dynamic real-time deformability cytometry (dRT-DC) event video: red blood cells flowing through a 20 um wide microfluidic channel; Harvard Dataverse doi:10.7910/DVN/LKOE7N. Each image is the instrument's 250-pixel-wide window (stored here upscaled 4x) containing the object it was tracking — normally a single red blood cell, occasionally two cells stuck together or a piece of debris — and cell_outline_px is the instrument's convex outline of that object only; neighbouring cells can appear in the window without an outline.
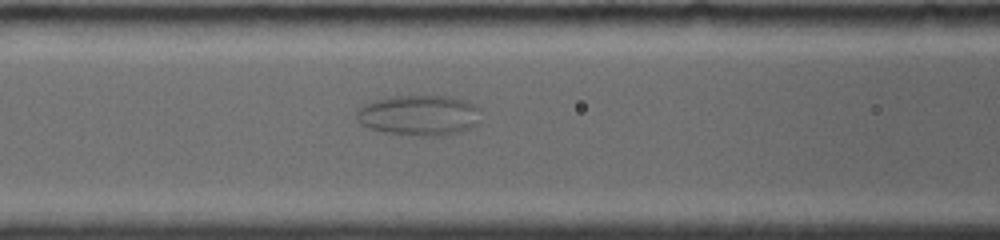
{"species": "common noctule bat (a hibernating species)", "species_latin": "Nyctalus noctula", "temperature_condition": "room temperature", "stored_images_in_passage": 40, "camera_frame_rate_fps": 4000, "um_per_image_px": 0.085, "animal": {"sex": "female", "body_mass_g": 19.0, "forearm_length_mm": 56.7}, "frame": {"image": 1, "passage_image": 15, "time_ms": 6.75, "image_size_px": [1000, 240], "cell_outline_px": [[480, 124], [460, 132], [444, 136], [420, 136], [388, 132], [368, 128], [360, 124], [356, 120], [356, 108], [372, 100], [396, 96], [444, 96], [464, 100], [480, 108]], "centroid_in_image_um": [35.62, 9.81], "position_along_channel_um": 131.0, "area_um2": 29.65}}
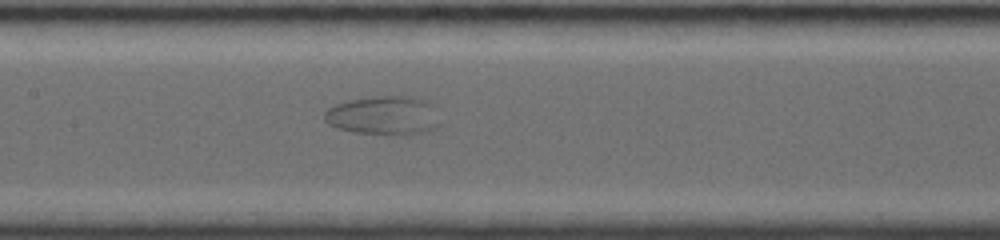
{"frame": {"image": 2, "passage_image": 19, "time_ms": 8.0, "image_size_px": [1000, 240], "cell_outline_px": [[440, 124], [436, 128], [424, 132], [408, 136], [356, 132], [340, 128], [328, 124], [324, 120], [324, 112], [328, 108], [336, 104], [348, 100], [376, 96], [412, 96], [428, 100], [432, 104]], "centroid_in_image_um": [32.64, 9.82], "position_along_channel_um": 174.8, "area_um2": 26.41}}
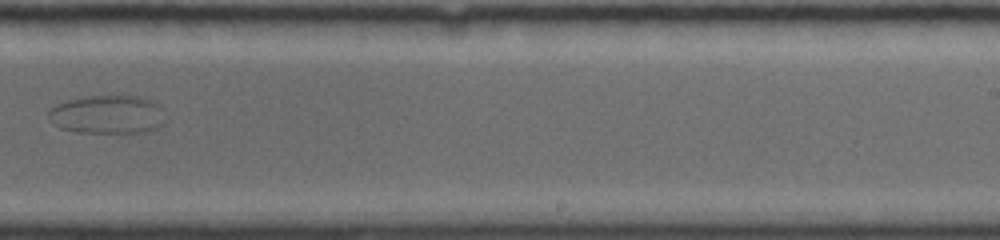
{"frame": {"image": 3, "passage_image": 23, "time_ms": 11.0, "image_size_px": [1000, 240], "cell_outline_px": [[164, 124], [156, 128], [144, 132], [76, 132], [60, 128], [52, 124], [48, 120], [48, 112], [56, 104], [68, 100], [88, 96], [136, 96], [160, 104]], "centroid_in_image_um": [9.09, 9.74], "position_along_channel_um": 279.9, "area_um2": 26.07}}